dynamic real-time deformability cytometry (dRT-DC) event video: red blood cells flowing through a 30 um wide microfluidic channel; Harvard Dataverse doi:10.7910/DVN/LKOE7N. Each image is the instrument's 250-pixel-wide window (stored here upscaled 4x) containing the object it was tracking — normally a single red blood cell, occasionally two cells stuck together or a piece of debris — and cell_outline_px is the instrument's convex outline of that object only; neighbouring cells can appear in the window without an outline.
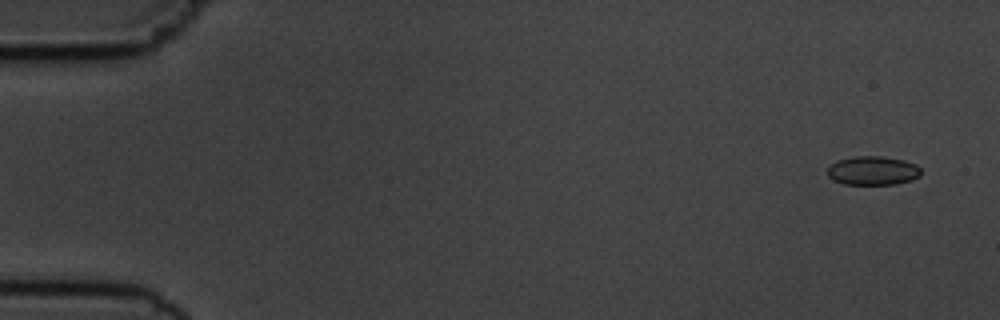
{"species": "common noctule bat (a hibernating species)", "species_latin": "Nyctalus noctula", "temperature_condition": "cold", "stored_images_in_passage": 5, "camera_frame_rate_fps": 3000, "um_per_image_px": 0.085, "animal": {"sex": "male", "body_mass_g": 19.5, "forearm_length_mm": 54.6}, "frame": {"image": 1, "passage_image": 1, "time_ms": 0.0, "image_size_px": [1000, 320], "cell_outline_px": [[920, 176], [912, 180], [896, 184], [844, 184], [832, 180], [828, 176], [828, 168], [836, 160], [856, 156], [880, 156], [904, 160], [916, 164], [920, 168]], "centroid_in_image_um": [74.19, 14.5], "position_along_channel_um": 10.8, "area_um2": 15.78}}
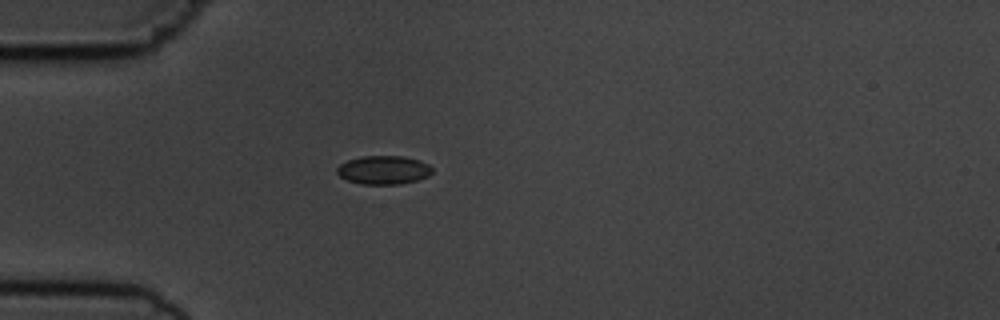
{"frame": {"image": 2, "passage_image": 5, "time_ms": 4.333, "image_size_px": [1000, 320], "cell_outline_px": [[432, 172], [428, 176], [416, 180], [400, 184], [360, 184], [348, 180], [340, 176], [336, 172], [336, 168], [340, 164], [348, 160], [360, 156], [404, 156], [420, 160], [428, 164], [432, 168]], "centroid_in_image_um": [32.6, 14.44], "position_along_channel_um": 52.4, "area_um2": 15.9}}